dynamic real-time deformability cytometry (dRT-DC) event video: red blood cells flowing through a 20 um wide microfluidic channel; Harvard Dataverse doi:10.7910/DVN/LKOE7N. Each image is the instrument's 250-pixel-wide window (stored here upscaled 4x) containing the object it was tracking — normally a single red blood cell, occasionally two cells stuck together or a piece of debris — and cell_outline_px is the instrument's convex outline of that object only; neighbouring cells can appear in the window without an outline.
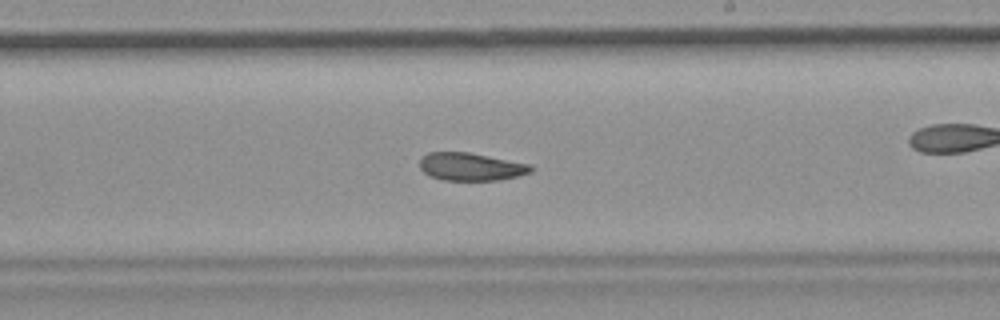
{"species": "common noctule bat (a hibernating species)", "species_latin": "Nyctalus noctula", "temperature_condition": "room temperature", "stored_images_in_passage": 55, "camera_frame_rate_fps": 3000, "um_per_image_px": 0.085, "animal": {"sex": "female", "body_mass_g": 19.9}, "frame": {"image": 1, "passage_image": 32, "time_ms": 10.333, "image_size_px": [1000, 320], "cell_outline_px": [[536, 168], [532, 172], [500, 180], [444, 180], [428, 176], [420, 168], [420, 156], [428, 152], [468, 152], [532, 164]], "centroid_in_image_um": [40.04, 14.16], "position_along_channel_um": 249.0, "area_um2": 18.26}, "authors_computed_cell_mechanics": {"area_um2": 19.7676, "velocity_mm_per_s": 3.7103, "shape_relaxation_time_tau1_ms": null, "shape_relaxation_time_tau2_ms": 6.94, "deformation_change_tau1": null, "deformation_change_tau2": 0.1358}}